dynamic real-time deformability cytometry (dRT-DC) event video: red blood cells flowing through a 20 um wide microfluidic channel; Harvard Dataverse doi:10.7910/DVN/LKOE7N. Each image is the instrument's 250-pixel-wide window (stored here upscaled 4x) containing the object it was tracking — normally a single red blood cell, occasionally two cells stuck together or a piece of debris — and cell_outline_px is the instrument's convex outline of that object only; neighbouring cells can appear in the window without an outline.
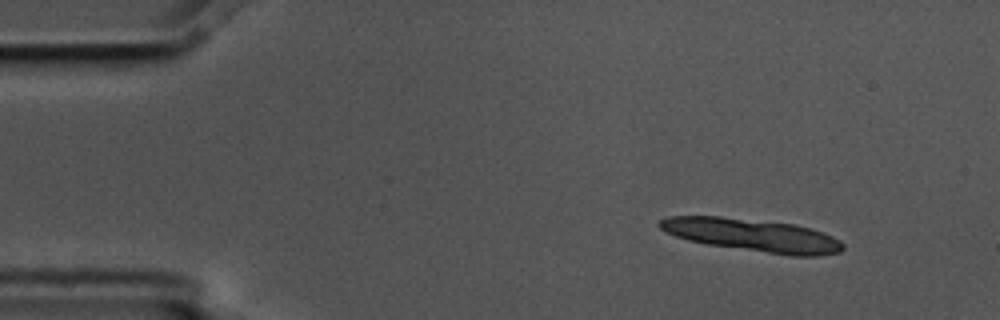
{"species": "common noctule bat (a hibernating species)", "species_latin": "Nyctalus noctula", "temperature_condition": "cold", "stored_images_in_passage": 4, "camera_frame_rate_fps": 3000, "um_per_image_px": 0.085, "animal": {"sex": "male", "body_mass_g": 17.5, "forearm_length_mm": 52.3}, "frame": {"image": 1, "passage_image": 1, "time_ms": 0.0, "image_size_px": [1000, 320], "cell_outline_px": [[844, 248], [840, 252], [820, 256], [792, 256], [708, 244], [688, 240], [676, 236], [660, 228], [656, 224], [660, 220], [668, 216], [720, 216], [792, 224], [808, 228], [832, 236], [840, 240], [844, 244]], "centroid_in_image_um": [63.96, 19.99], "position_along_channel_um": 21.0, "area_um2": 34.68}}